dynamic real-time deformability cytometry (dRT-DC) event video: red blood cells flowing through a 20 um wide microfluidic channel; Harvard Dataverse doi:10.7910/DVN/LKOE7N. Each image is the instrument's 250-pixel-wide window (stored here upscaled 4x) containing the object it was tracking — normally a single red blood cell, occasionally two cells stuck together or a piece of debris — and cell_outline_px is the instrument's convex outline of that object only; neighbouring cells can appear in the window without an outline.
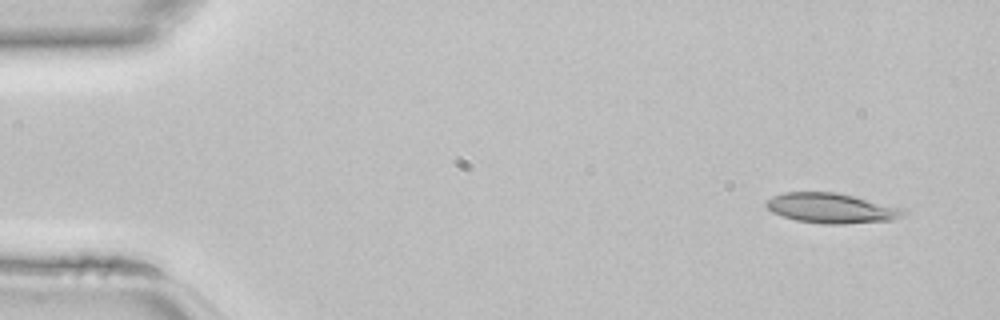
{"species": "common noctule bat (a hibernating species)", "species_latin": "Nyctalus noctula", "temperature_condition": "room temperature", "stored_images_in_passage": 13, "camera_frame_rate_fps": 3000, "um_per_image_px": 0.085, "animal": {"sex": "female", "body_mass_g": 22.7, "forearm_length_mm": 54.2}, "frame": {"image": 1, "passage_image": 2, "time_ms": 0.333, "image_size_px": [1000, 320], "cell_outline_px": [[908, 212], [904, 216], [892, 220], [844, 224], [824, 224], [796, 220], [772, 212], [764, 204], [772, 196], [784, 192], [836, 192], [904, 208]], "centroid_in_image_um": [70.7, 17.69], "position_along_channel_um": 14.3, "area_um2": 23.99}}
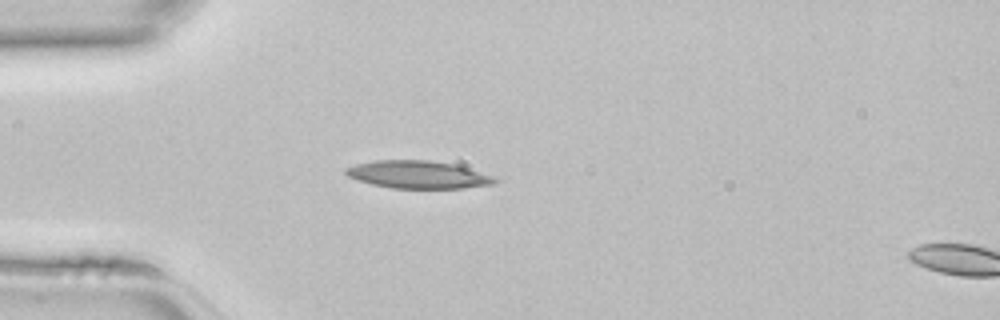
{"frame": {"image": 2, "passage_image": 11, "time_ms": 3.333, "image_size_px": [1000, 320], "cell_outline_px": [[500, 180], [492, 184], [464, 188], [392, 188], [372, 184], [356, 180], [348, 176], [344, 172], [344, 168], [356, 164], [376, 160], [428, 160], [456, 164], [492, 176]], "centroid_in_image_um": [35.51, 14.84], "position_along_channel_um": 49.5, "area_um2": 23.99}}